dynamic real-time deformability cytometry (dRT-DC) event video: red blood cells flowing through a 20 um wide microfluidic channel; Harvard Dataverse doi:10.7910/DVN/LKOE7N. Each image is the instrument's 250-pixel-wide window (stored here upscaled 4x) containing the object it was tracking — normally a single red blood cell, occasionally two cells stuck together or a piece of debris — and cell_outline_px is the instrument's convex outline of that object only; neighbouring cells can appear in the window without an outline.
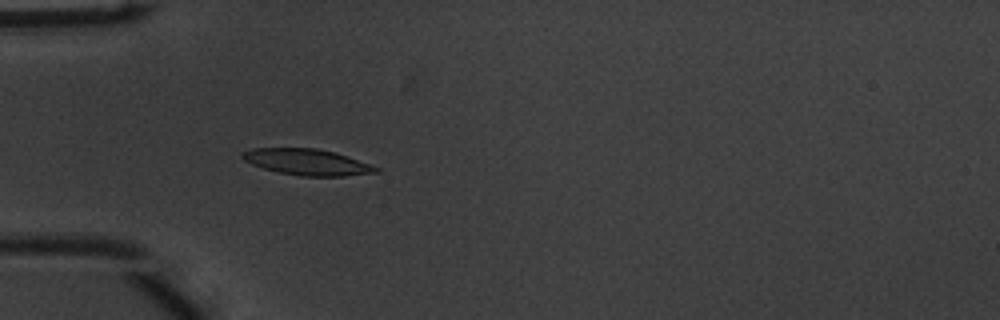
{"species": "common noctule bat (a hibernating species)", "species_latin": "Nyctalus noctula", "temperature_condition": "warm", "stored_images_in_passage": 52, "camera_frame_rate_fps": 3000, "um_per_image_px": 0.085, "animal": {"sex": "male", "body_mass_g": 20.1, "forearm_length_mm": 53.5}, "frame": {"image": 1, "passage_image": 16, "time_ms": 5.0, "image_size_px": [1000, 320], "cell_outline_px": [[380, 172], [344, 176], [300, 176], [280, 172], [264, 168], [252, 164], [244, 160], [240, 156], [244, 152], [252, 148], [316, 148], [336, 152], [380, 168]], "centroid_in_image_um": [26.13, 13.77], "position_along_channel_um": 58.9, "area_um2": 20.23}}
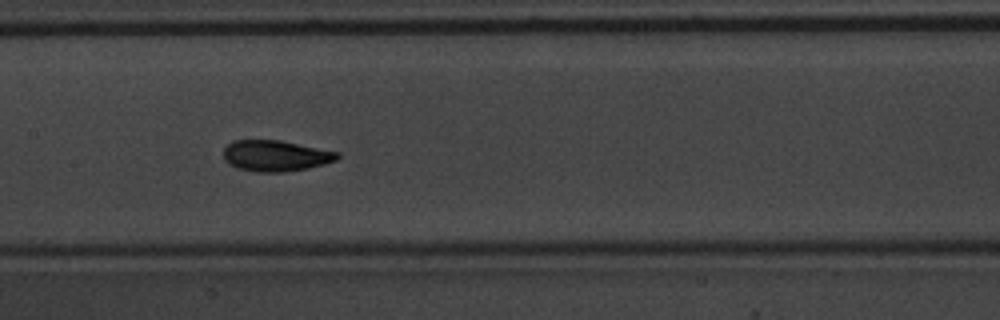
{"frame": {"image": 2, "passage_image": 26, "time_ms": 8.333, "image_size_px": [1000, 320], "cell_outline_px": [[340, 156], [336, 160], [324, 164], [308, 168], [284, 172], [256, 172], [236, 168], [228, 164], [224, 160], [224, 148], [232, 140], [280, 140], [340, 152]], "centroid_in_image_um": [23.41, 13.24], "position_along_channel_um": 184.0, "area_um2": 20.75}}
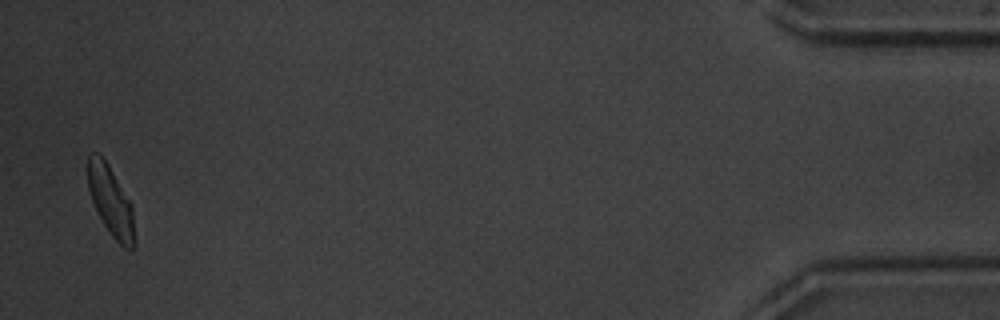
{"frame": {"image": 3, "passage_image": 51, "time_ms": 16.667, "image_size_px": [1000, 320], "cell_outline_px": [[136, 248], [124, 248], [112, 236], [104, 224], [92, 200], [88, 188], [88, 156], [92, 152], [96, 152], [108, 164], [132, 204], [136, 240]], "centroid_in_image_um": [9.45, 17.13], "position_along_channel_um": 425.7, "area_um2": 18.9}, "authors_computed_cell_mechanics": {"area_um2": 19.9988, "velocity_mm_per_s": 3.8854, "shape_relaxation_time_tau1_ms": 2.483, "shape_relaxation_time_tau2_ms": 1.46, "deformation_change_tau1": 0.1469, "deformation_change_tau2": 0.0566}}